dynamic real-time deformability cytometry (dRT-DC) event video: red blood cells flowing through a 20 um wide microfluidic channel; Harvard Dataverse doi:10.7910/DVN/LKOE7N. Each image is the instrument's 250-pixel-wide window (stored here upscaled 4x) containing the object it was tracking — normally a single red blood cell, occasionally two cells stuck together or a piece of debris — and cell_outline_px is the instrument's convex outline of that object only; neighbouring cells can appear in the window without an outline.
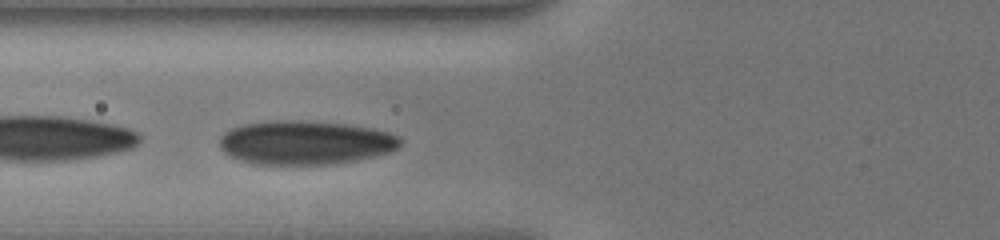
{"species": "human", "species_latin": "Homo sapiens", "temperature_condition": "cold", "stored_images_in_passage": 35, "camera_frame_rate_fps": 3000, "um_per_image_px": 0.085, "donor": {"sex": "male"}, "frame": {"image": 1, "passage_image": 10, "time_ms": 3.0, "image_size_px": [1000, 240], "cell_outline_px": [[404, 140], [400, 148], [392, 152], [356, 160], [336, 164], [252, 164], [240, 160], [224, 152], [220, 148], [220, 136], [224, 132], [232, 128], [244, 124], [276, 120], [300, 120], [344, 124], [372, 128], [388, 132], [400, 136]], "centroid_in_image_um": [26.0, 12.12], "position_along_channel_um": 99.8, "area_um2": 46.53}}
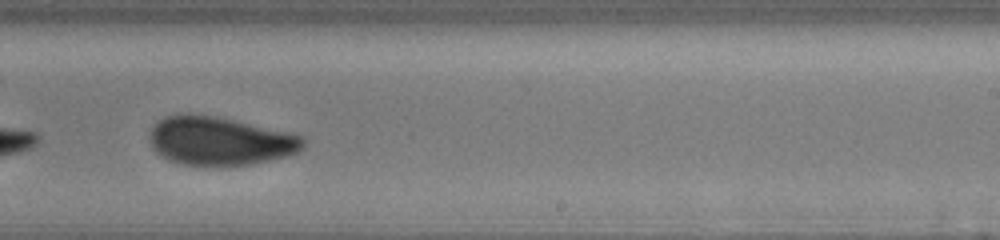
{"frame": {"image": 2, "passage_image": 23, "time_ms": 7.333, "image_size_px": [1000, 240], "cell_outline_px": [[304, 148], [288, 156], [252, 164], [228, 168], [216, 168], [180, 164], [168, 160], [160, 156], [152, 148], [148, 140], [148, 136], [152, 128], [164, 116], [176, 112], [188, 112], [216, 116], [292, 132], [304, 136]], "centroid_in_image_um": [18.66, 12.0], "position_along_channel_um": 270.3, "area_um2": 45.08}}
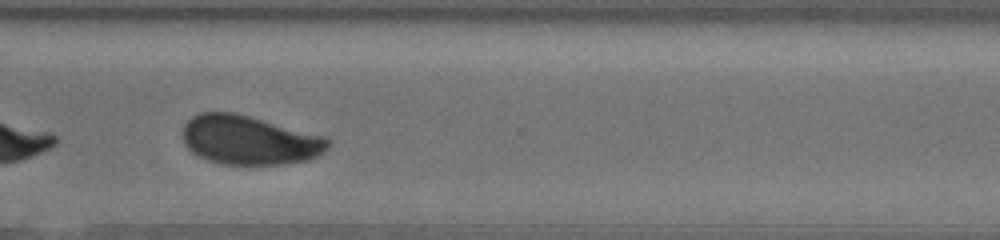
{"frame": {"image": 3, "passage_image": 29, "time_ms": 9.333, "image_size_px": [1000, 240], "cell_outline_px": [[332, 144], [324, 152], [308, 160], [284, 164], [220, 164], [196, 156], [184, 144], [184, 124], [192, 116], [200, 112], [236, 112], [324, 136], [332, 140]], "centroid_in_image_um": [21.2, 11.9], "position_along_channel_um": 349.4, "area_um2": 41.79}, "authors_computed_cell_mechanics": {"area_um2": 45.8932, "velocity_mm_per_s": 3.9447, "shape_relaxation_time_tau1_ms": 2.3923, "shape_relaxation_time_tau2_ms": 0.8097, "deformation_change_tau1": 0.1064, "deformation_change_tau2": 0.0491}}